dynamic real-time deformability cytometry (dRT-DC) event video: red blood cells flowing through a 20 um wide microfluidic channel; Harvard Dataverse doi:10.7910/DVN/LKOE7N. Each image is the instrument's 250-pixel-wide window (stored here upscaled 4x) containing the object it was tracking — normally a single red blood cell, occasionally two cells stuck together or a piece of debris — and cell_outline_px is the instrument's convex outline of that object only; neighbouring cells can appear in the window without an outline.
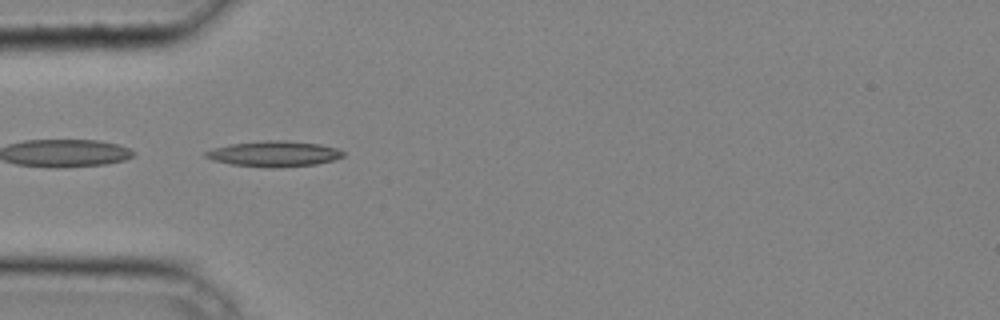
{"species": "common noctule bat (a hibernating species)", "species_latin": "Nyctalus noctula", "temperature_condition": "cold", "stored_images_in_passage": 35, "camera_frame_rate_fps": 3000, "um_per_image_px": 0.085, "animal": {"sex": "male", "body_mass_g": 20.4}, "frame": {"image": 1, "passage_image": 7, "time_ms": 2.0, "image_size_px": [1000, 320], "cell_outline_px": [[344, 156], [332, 160], [316, 164], [280, 168], [268, 168], [232, 164], [212, 160], [204, 156], [204, 152], [212, 148], [232, 144], [268, 140], [284, 140], [320, 144], [336, 148], [344, 152]], "centroid_in_image_um": [23.29, 13.08], "position_along_channel_um": 61.7, "area_um2": 20.52}}
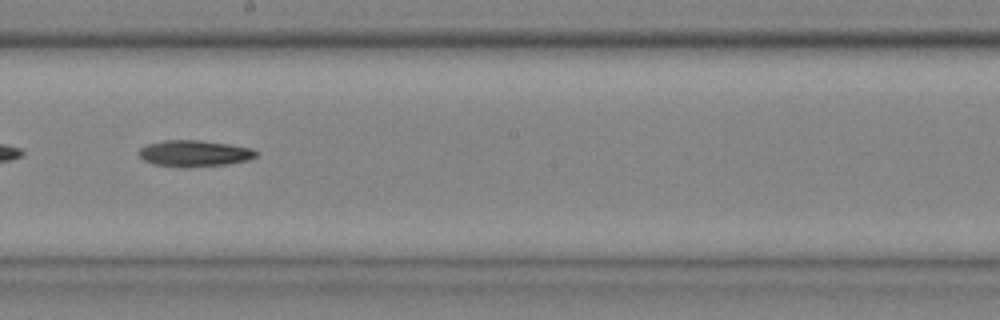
{"frame": {"image": 2, "passage_image": 18, "time_ms": 5.667, "image_size_px": [1000, 320], "cell_outline_px": [[260, 152], [256, 156], [248, 160], [228, 164], [184, 168], [156, 164], [144, 160], [140, 156], [140, 148], [148, 144], [164, 140], [200, 140], [256, 148]], "centroid_in_image_um": [16.6, 13.04], "position_along_channel_um": 231.6, "area_um2": 18.09}}
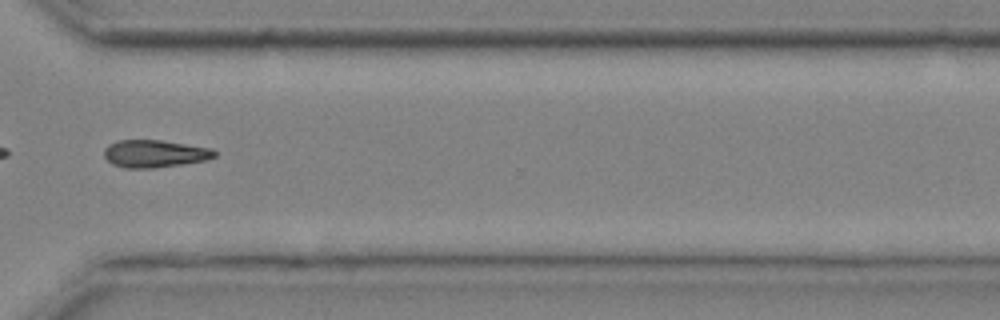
{"frame": {"image": 3, "passage_image": 26, "time_ms": 8.333, "image_size_px": [1000, 320], "cell_outline_px": [[216, 156], [208, 160], [184, 164], [156, 168], [124, 168], [112, 164], [104, 156], [104, 148], [108, 144], [116, 140], [160, 140], [212, 148], [216, 152]], "centroid_in_image_um": [13.15, 13.06], "position_along_channel_um": 357.5, "area_um2": 17.92}}